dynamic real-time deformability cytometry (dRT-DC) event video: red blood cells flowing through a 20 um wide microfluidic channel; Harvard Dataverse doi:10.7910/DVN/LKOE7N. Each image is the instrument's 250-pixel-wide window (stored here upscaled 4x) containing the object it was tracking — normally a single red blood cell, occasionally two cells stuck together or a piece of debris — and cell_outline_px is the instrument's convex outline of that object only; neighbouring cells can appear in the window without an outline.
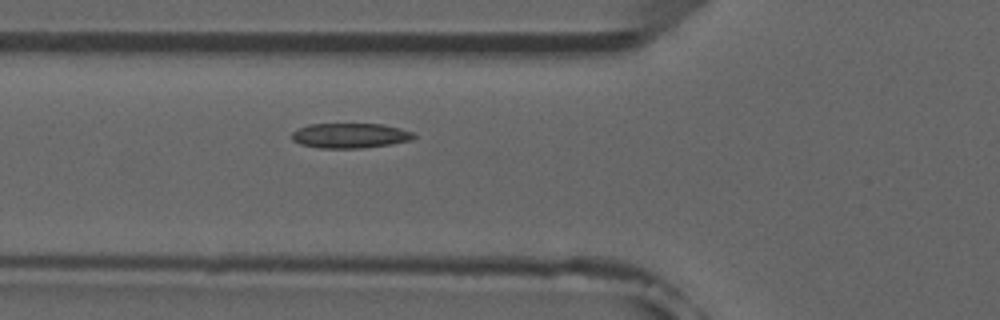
{"species": "common noctule bat (a hibernating species)", "species_latin": "Nyctalus noctula", "temperature_condition": "room temperature", "stored_images_in_passage": 6, "camera_frame_rate_fps": 3000, "um_per_image_px": 0.085, "animal": {"sex": "male", "forearm_length_mm": 52.5}, "frame": {"image": 1, "passage_image": 6, "time_ms": 5.667, "image_size_px": [1000, 320], "cell_outline_px": [[416, 136], [412, 140], [392, 144], [364, 148], [320, 148], [300, 144], [292, 140], [292, 132], [308, 124], [384, 124], [400, 128], [412, 132]], "centroid_in_image_um": [29.78, 11.53], "position_along_channel_um": 96.0, "area_um2": 17.8}}